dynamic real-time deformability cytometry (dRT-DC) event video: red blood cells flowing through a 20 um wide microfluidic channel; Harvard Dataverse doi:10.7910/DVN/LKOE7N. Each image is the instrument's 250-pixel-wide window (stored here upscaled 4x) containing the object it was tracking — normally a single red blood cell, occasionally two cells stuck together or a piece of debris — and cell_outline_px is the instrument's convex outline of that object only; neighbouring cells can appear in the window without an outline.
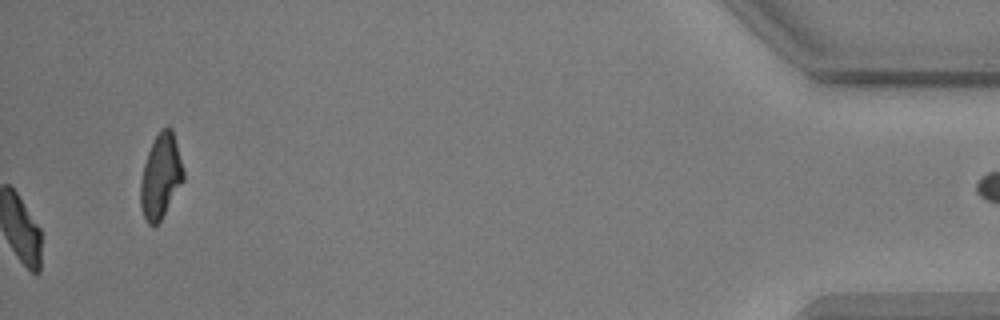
{"species": "common noctule bat (a hibernating species)", "species_latin": "Nyctalus noctula", "temperature_condition": "warm", "stored_images_in_passage": 37, "camera_frame_rate_fps": 3000, "um_per_image_px": 0.085, "animal": {"sex": "male", "body_mass_g": 17.9, "forearm_length_mm": 54.2}, "frame": {"image": 1, "passage_image": 37, "time_ms": 12.0, "image_size_px": [1000, 320], "cell_outline_px": [[184, 180], [160, 220], [156, 224], [148, 224], [144, 220], [140, 204], [140, 180], [144, 164], [148, 152], [156, 136], [168, 124], [172, 128], [184, 168]], "centroid_in_image_um": [13.66, 14.98], "position_along_channel_um": 421.5, "area_um2": 20.98}, "authors_computed_cell_mechanics": {"area_um2": 19.1896, "velocity_mm_per_s": 3.8624, "shape_relaxation_time_tau1_ms": 2.7763, "shape_relaxation_time_tau2_ms": 1.7166, "deformation_change_tau1": 0.15, "deformation_change_tau2": 0.0659}}